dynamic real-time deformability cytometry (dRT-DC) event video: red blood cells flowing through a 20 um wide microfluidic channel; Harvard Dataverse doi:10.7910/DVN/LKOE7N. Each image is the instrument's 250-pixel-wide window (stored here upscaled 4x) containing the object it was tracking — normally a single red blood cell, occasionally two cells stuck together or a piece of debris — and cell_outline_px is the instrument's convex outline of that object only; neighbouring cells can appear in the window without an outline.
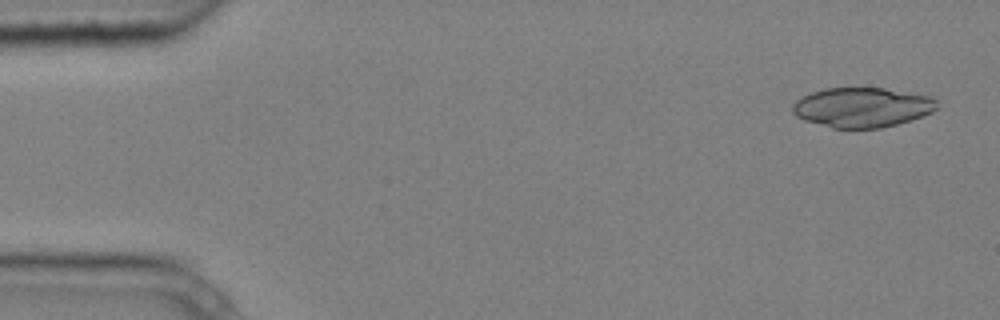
{"species": "common noctule bat (a hibernating species)", "species_latin": "Nyctalus noctula", "temperature_condition": "cold", "stored_images_in_passage": 5, "camera_frame_rate_fps": 3000, "um_per_image_px": 0.085, "animal": {"sex": "male", "body_mass_g": 20.4}, "frame": {"image": 1, "passage_image": 1, "time_ms": 0.0, "image_size_px": [1000, 320], "cell_outline_px": [[936, 108], [932, 112], [912, 120], [880, 128], [832, 128], [804, 120], [796, 116], [792, 112], [792, 104], [796, 100], [812, 92], [824, 88], [884, 88], [932, 96], [936, 100]], "centroid_in_image_um": [73.27, 9.12], "position_along_channel_um": 11.7, "area_um2": 33.47}}